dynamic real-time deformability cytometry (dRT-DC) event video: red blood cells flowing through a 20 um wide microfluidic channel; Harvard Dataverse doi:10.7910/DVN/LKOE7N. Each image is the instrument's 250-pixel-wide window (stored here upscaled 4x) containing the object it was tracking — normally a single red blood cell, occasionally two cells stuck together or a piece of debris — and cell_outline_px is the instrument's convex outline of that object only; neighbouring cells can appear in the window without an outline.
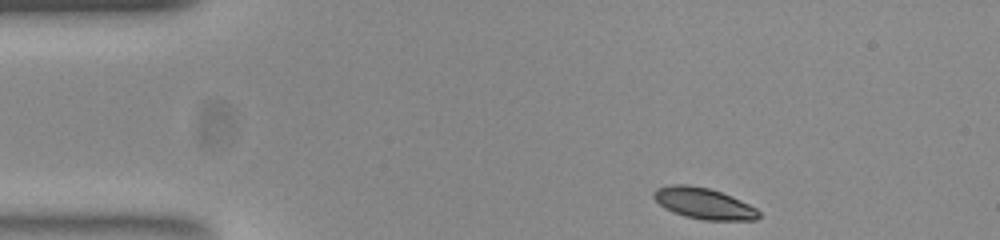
{"species": "common noctule bat (a hibernating species)", "species_latin": "Nyctalus noctula", "temperature_condition": "room temperature", "stored_images_in_passage": 46, "camera_frame_rate_fps": 3000, "um_per_image_px": 0.085, "animal": {"sex": "female", "body_mass_g": 23.0, "forearm_length_mm": 53.4}, "frame": {"image": 1, "passage_image": 1, "time_ms": 0.0, "image_size_px": [1000, 240], "cell_outline_px": [[760, 216], [756, 220], [704, 220], [684, 216], [664, 208], [652, 196], [652, 192], [656, 188], [672, 184], [688, 184], [708, 188], [720, 192], [740, 200], [756, 208], [760, 212]], "centroid_in_image_um": [59.79, 17.29], "position_along_channel_um": 25.2, "area_um2": 19.02}}
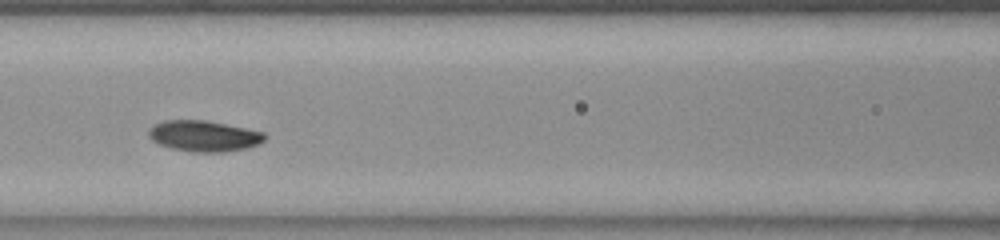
{"frame": {"image": 2, "passage_image": 16, "time_ms": 5.0, "image_size_px": [1000, 240], "cell_outline_px": [[268, 136], [260, 144], [244, 148], [224, 152], [192, 152], [172, 148], [160, 144], [152, 140], [148, 136], [148, 132], [152, 124], [164, 120], [208, 120], [264, 132]], "centroid_in_image_um": [17.33, 11.55], "position_along_channel_um": 149.3, "area_um2": 21.04}}
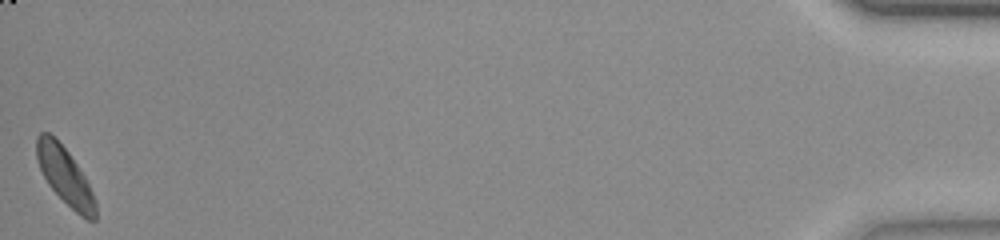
{"frame": {"image": 3, "passage_image": 46, "time_ms": 15.0, "image_size_px": [1000, 240], "cell_outline_px": [[96, 220], [88, 220], [80, 216], [48, 184], [36, 160], [36, 136], [40, 132], [48, 132], [68, 152], [84, 176], [96, 200]], "centroid_in_image_um": [5.51, 14.96], "position_along_channel_um": 429.7, "area_um2": 19.19}, "authors_computed_cell_mechanics": {"area_um2": 20.0277, "velocity_mm_per_s": 3.8187, "shape_relaxation_time_tau1_ms": 1.9257, "shape_relaxation_time_tau2_ms": null, "deformation_change_tau1": 0.0811, "deformation_change_tau2": null}}